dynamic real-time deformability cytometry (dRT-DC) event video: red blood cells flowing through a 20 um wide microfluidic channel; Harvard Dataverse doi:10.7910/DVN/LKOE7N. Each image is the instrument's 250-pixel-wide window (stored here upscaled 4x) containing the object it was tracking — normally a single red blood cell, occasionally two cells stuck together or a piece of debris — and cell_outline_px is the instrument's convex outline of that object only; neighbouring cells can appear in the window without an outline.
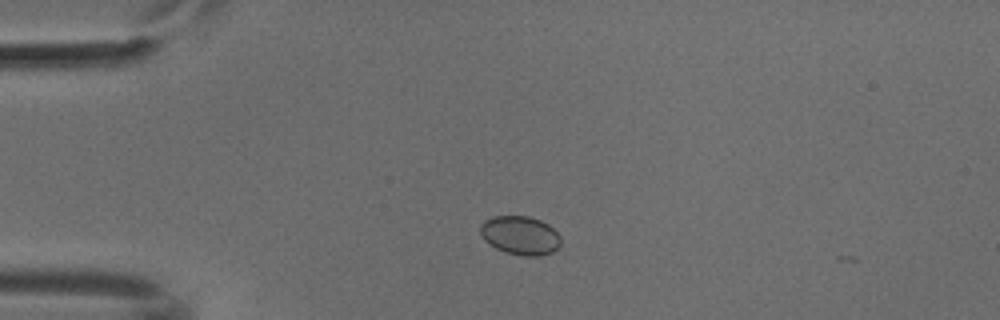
{"species": "common noctule bat (a hibernating species)", "species_latin": "Nyctalus noctula", "temperature_condition": "cold", "stored_images_in_passage": 3, "camera_frame_rate_fps": 3000, "um_per_image_px": 0.085, "animal": {"sex": "male", "body_mass_g": 18.8}, "frame": {"image": 1, "passage_image": 1, "time_ms": 0.0, "image_size_px": [1000, 320], "cell_outline_px": [[560, 244], [552, 252], [540, 256], [524, 256], [508, 252], [496, 248], [484, 240], [480, 232], [480, 224], [484, 220], [492, 216], [528, 216], [540, 220], [548, 224], [560, 236]], "centroid_in_image_um": [44.2, 19.99], "position_along_channel_um": 40.8, "area_um2": 18.09}}